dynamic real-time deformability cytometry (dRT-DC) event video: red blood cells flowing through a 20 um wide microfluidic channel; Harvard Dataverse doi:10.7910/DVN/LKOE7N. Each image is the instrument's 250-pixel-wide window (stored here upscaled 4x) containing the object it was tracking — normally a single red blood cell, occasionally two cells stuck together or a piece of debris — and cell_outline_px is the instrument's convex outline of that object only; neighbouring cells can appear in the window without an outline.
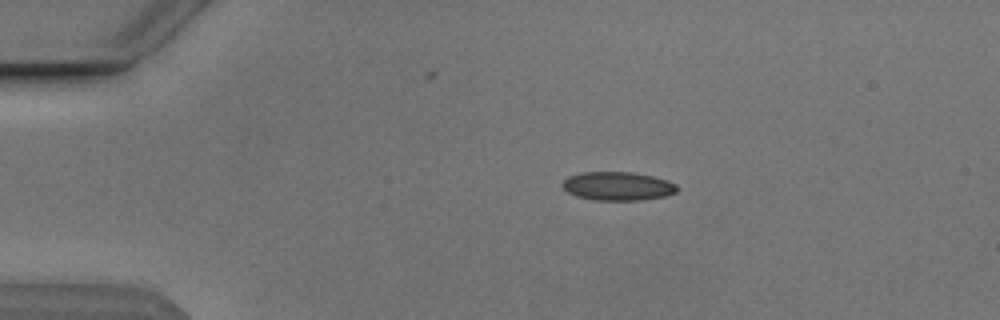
{"species": "Egyptian fruit bat (a non-hibernating species)", "species_latin": "Rousettus aegyptiacus", "temperature_condition": "cold", "stored_images_in_passage": 44, "camera_frame_rate_fps": 3000, "um_per_image_px": 0.085, "animal": {"sex": "male"}, "frame": {"image": 1, "passage_image": 1, "time_ms": 0.0, "image_size_px": [1000, 320], "cell_outline_px": [[680, 188], [676, 192], [664, 196], [640, 200], [596, 200], [576, 196], [568, 192], [560, 184], [568, 176], [584, 172], [632, 172], [652, 176], [668, 180], [676, 184]], "centroid_in_image_um": [52.52, 15.81], "position_along_channel_um": 32.5, "area_um2": 19.13}}
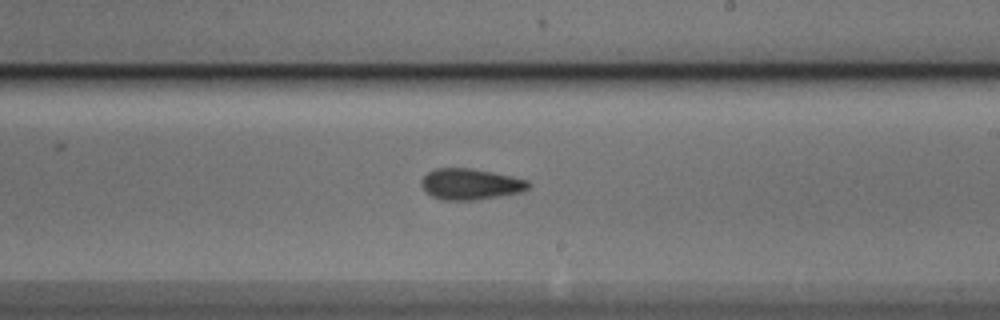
{"frame": {"image": 2, "passage_image": 22, "time_ms": 7.0, "image_size_px": [1000, 320], "cell_outline_px": [[532, 184], [528, 188], [520, 192], [476, 200], [444, 200], [432, 196], [420, 184], [420, 180], [428, 172], [436, 168], [472, 168], [512, 176], [528, 180]], "centroid_in_image_um": [39.99, 15.64], "position_along_channel_um": 249.0, "area_um2": 19.31}}
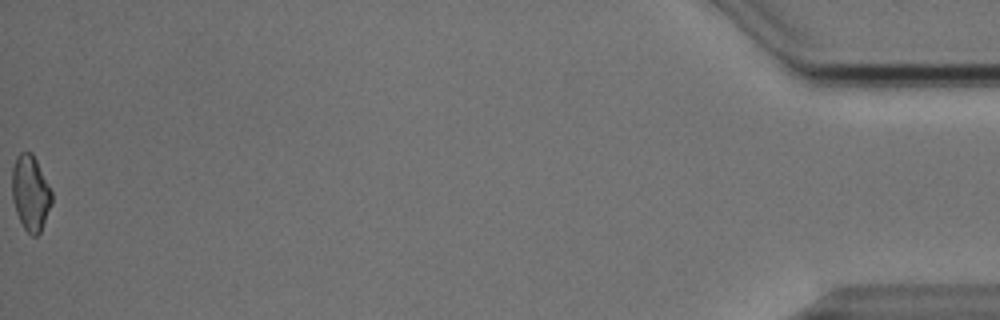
{"frame": {"image": 3, "passage_image": 44, "time_ms": 14.333, "image_size_px": [1000, 320], "cell_outline_px": [[52, 204], [40, 232], [36, 236], [32, 236], [24, 228], [16, 212], [12, 196], [12, 168], [16, 156], [20, 152], [32, 152], [52, 192]], "centroid_in_image_um": [2.59, 16.4], "position_along_channel_um": 432.6, "area_um2": 17.34}, "authors_computed_cell_mechanics": {"area_um2": 18.6983, "velocity_mm_per_s": 3.8585, "shape_relaxation_time_tau1_ms": 3.5744, "shape_relaxation_time_tau2_ms": 2.2016, "deformation_change_tau1": 0.1197, "deformation_change_tau2": 0.0917}}